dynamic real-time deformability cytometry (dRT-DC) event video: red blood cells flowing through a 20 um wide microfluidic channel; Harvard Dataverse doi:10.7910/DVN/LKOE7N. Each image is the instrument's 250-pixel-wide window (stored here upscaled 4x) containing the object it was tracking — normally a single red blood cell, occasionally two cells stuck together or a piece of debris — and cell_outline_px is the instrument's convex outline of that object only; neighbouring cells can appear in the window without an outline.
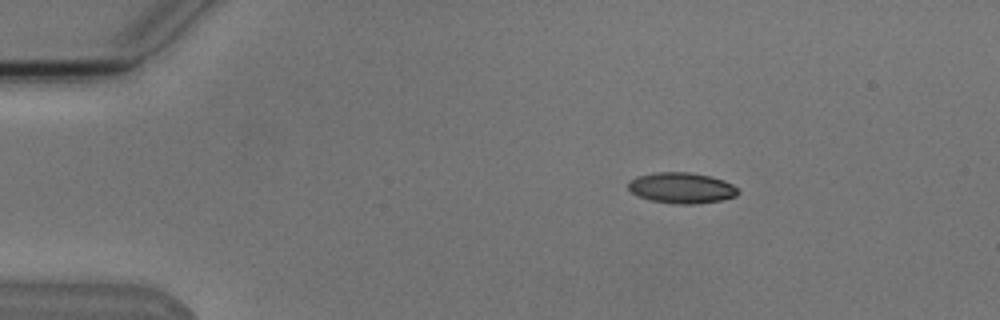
{"species": "Egyptian fruit bat (a non-hibernating species)", "species_latin": "Rousettus aegyptiacus", "temperature_condition": "cold", "stored_images_in_passage": 4, "camera_frame_rate_fps": 3000, "um_per_image_px": 0.085, "animal": {"sex": "male"}, "frame": {"image": 1, "passage_image": 2, "time_ms": 1.333, "image_size_px": [1000, 320], "cell_outline_px": [[740, 192], [736, 196], [720, 200], [696, 204], [676, 204], [648, 200], [636, 196], [628, 188], [628, 180], [636, 176], [656, 172], [688, 172], [708, 176], [724, 180], [732, 184]], "centroid_in_image_um": [57.89, 15.98], "position_along_channel_um": 27.1, "area_um2": 19.83}}